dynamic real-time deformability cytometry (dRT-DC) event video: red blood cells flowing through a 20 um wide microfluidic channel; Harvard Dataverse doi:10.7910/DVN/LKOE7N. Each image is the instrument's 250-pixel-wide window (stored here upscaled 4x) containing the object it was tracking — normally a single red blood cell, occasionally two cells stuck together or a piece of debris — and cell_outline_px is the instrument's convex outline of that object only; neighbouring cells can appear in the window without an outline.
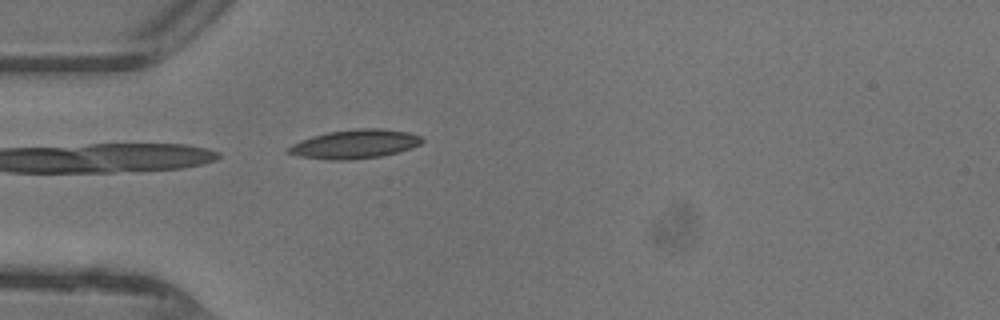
{"species": "common noctule bat (a hibernating species)", "species_latin": "Nyctalus noctula", "temperature_condition": "warm", "stored_images_in_passage": 34, "camera_frame_rate_fps": 3000, "um_per_image_px": 0.085, "animal": {"sex": "female"}, "frame": {"image": 1, "passage_image": 1, "time_ms": 0.0, "image_size_px": [1000, 320], "cell_outline_px": [[424, 140], [420, 144], [412, 148], [400, 152], [380, 156], [348, 160], [328, 160], [300, 156], [288, 152], [288, 148], [292, 144], [300, 140], [312, 136], [328, 132], [356, 128], [380, 128], [408, 132], [420, 136]], "centroid_in_image_um": [30.19, 12.24], "position_along_channel_um": 54.8, "area_um2": 22.48}}
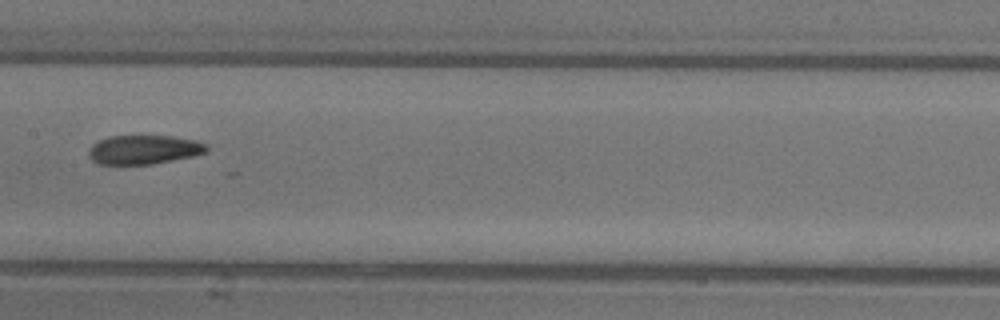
{"frame": {"image": 2, "passage_image": 11, "time_ms": 3.333, "image_size_px": [1000, 320], "cell_outline_px": [[208, 148], [204, 152], [192, 156], [152, 164], [96, 164], [88, 156], [88, 152], [92, 144], [108, 136], [172, 136], [196, 140], [208, 144]], "centroid_in_image_um": [12.2, 12.71], "position_along_channel_um": 195.2, "area_um2": 19.94}}
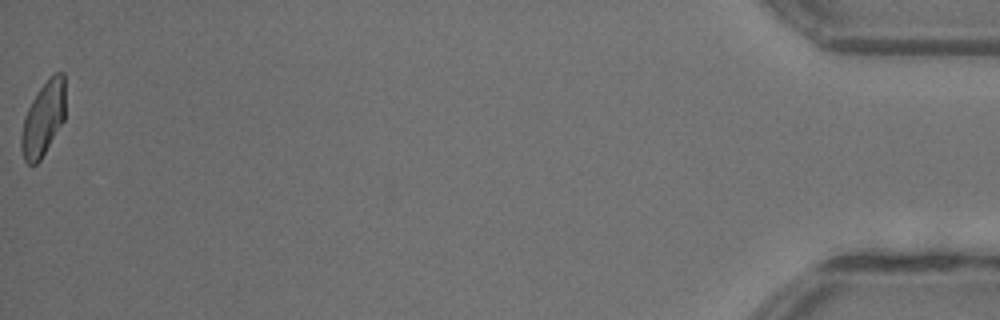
{"frame": {"image": 3, "passage_image": 34, "time_ms": 11.0, "image_size_px": [1000, 320], "cell_outline_px": [[64, 120], [40, 160], [36, 164], [28, 164], [24, 160], [20, 148], [20, 136], [24, 116], [32, 100], [48, 76], [56, 72], [64, 72]], "centroid_in_image_um": [3.66, 10.09], "position_along_channel_um": 431.5, "area_um2": 19.07}, "authors_computed_cell_mechanics": {"area_um2": 20.3167, "velocity_mm_per_s": 4.4261, "shape_relaxation_time_tau1_ms": 8.8102, "shape_relaxation_time_tau2_ms": 2.3327, "deformation_change_tau1": 0.2114, "deformation_change_tau2": 0.0974}}